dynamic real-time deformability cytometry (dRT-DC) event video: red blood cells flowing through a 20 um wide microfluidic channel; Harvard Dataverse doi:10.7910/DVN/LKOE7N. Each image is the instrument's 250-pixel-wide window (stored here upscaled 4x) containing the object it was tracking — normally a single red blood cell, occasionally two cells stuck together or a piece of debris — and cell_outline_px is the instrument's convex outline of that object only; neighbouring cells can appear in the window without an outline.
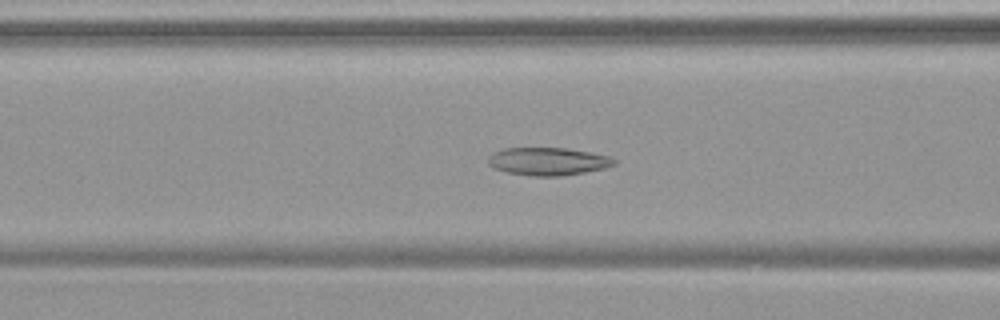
{"species": "common noctule bat (a hibernating species)", "species_latin": "Nyctalus noctula", "temperature_condition": "warm", "stored_images_in_passage": 54, "camera_frame_rate_fps": 3000, "um_per_image_px": 0.085, "animal": {"sex": "female", "body_mass_g": 19.9}, "frame": {"image": 1, "passage_image": 22, "time_ms": 7.0, "image_size_px": [1000, 320], "cell_outline_px": [[616, 164], [604, 168], [584, 172], [560, 176], [532, 176], [508, 172], [496, 168], [488, 164], [488, 156], [492, 152], [504, 148], [568, 148], [592, 152], [612, 156], [616, 160]], "centroid_in_image_um": [46.61, 13.7], "position_along_channel_um": 120.0, "area_um2": 20.52}}
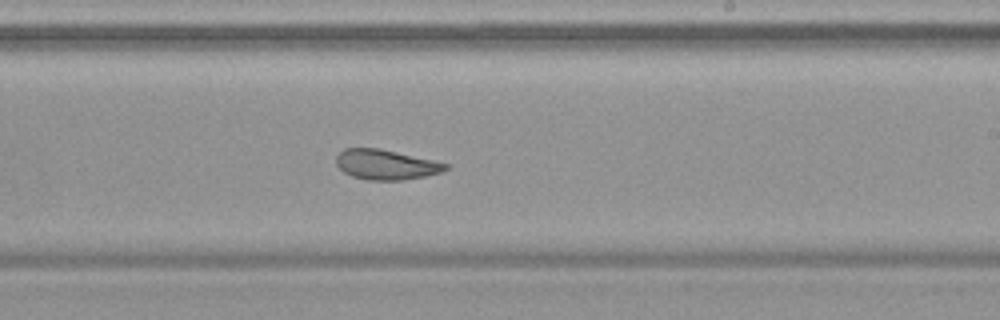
{"frame": {"image": 2, "passage_image": 33, "time_ms": 10.667, "image_size_px": [1000, 320], "cell_outline_px": [[448, 168], [440, 172], [424, 176], [404, 180], [368, 180], [352, 176], [344, 172], [336, 164], [336, 156], [344, 148], [380, 148], [432, 160], [448, 164]], "centroid_in_image_um": [32.77, 13.99], "position_along_channel_um": 256.2, "area_um2": 18.96}}
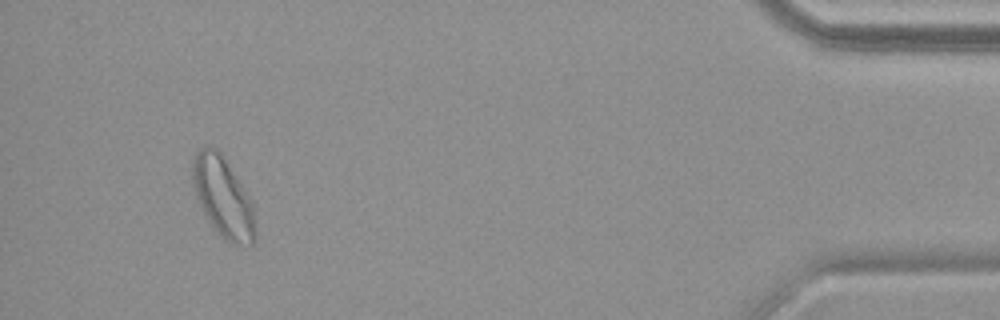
{"frame": {"image": 3, "passage_image": 51, "time_ms": 16.667, "image_size_px": [1000, 320], "cell_outline_px": [[256, 236], [252, 244], [232, 244], [208, 220], [200, 204], [192, 184], [192, 160], [196, 152], [200, 148], [212, 144], [220, 152], [252, 200]], "centroid_in_image_um": [18.95, 16.7], "position_along_channel_um": 416.2, "area_um2": 28.84}, "authors_computed_cell_mechanics": {"area_um2": 24.3049, "velocity_mm_per_s": 3.7189, "shape_relaxation_time_tau1_ms": null, "shape_relaxation_time_tau2_ms": 2.7432, "deformation_change_tau1": null, "deformation_change_tau2": 0.0781}}